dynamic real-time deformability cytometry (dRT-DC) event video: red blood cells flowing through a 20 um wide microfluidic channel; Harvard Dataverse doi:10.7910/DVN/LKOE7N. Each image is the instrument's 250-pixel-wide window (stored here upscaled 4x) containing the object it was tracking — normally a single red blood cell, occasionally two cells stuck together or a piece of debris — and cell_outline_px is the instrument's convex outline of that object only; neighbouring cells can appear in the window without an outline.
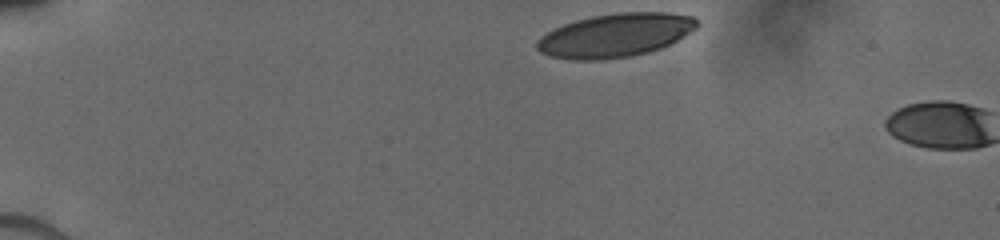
{"species": "human", "species_latin": "Homo sapiens", "temperature_condition": "cold", "stored_images_in_passage": 4, "camera_frame_rate_fps": 3000, "um_per_image_px": 0.085, "donor": {"sex": "male"}, "frame": {"image": 1, "passage_image": 1, "time_ms": 0.0, "image_size_px": [1000, 240], "cell_outline_px": [[696, 28], [676, 40], [660, 48], [648, 52], [632, 56], [600, 60], [572, 60], [552, 56], [540, 52], [536, 48], [536, 40], [540, 36], [564, 24], [576, 20], [592, 16], [616, 12], [668, 12], [692, 16], [696, 20]], "centroid_in_image_um": [52.26, 3.0], "position_along_channel_um": 32.7, "area_um2": 40.46}}